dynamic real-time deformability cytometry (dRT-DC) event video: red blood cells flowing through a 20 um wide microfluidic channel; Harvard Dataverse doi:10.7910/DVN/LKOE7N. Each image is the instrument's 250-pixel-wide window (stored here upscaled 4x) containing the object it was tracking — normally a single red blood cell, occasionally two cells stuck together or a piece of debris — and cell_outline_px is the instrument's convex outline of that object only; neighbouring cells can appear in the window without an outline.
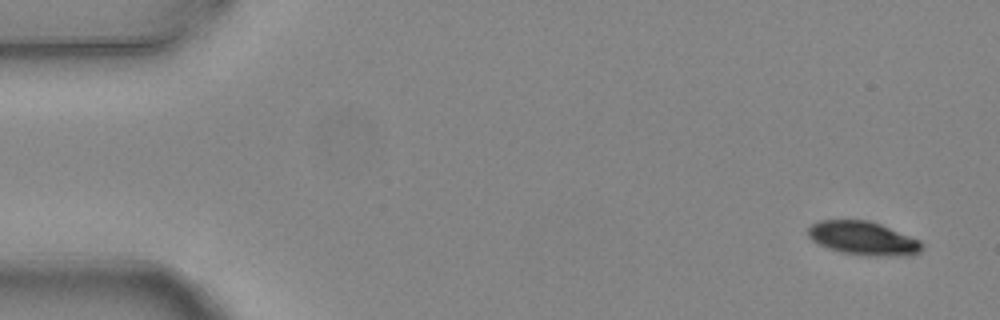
{"species": "common noctule bat (a hibernating species)", "species_latin": "Nyctalus noctula", "temperature_condition": "warm", "stored_images_in_passage": 8, "camera_frame_rate_fps": 3000, "um_per_image_px": 0.085, "animal": {"sex": "female", "body_mass_g": 24.6, "forearm_length_mm": 56.2}, "frame": {"image": 1, "passage_image": 1, "time_ms": 0.0, "image_size_px": [1000, 320], "cell_outline_px": [[924, 248], [920, 252], [912, 256], [868, 256], [840, 252], [816, 244], [808, 236], [808, 228], [812, 224], [820, 220], [868, 220], [880, 224], [920, 240]], "centroid_in_image_um": [73.38, 20.27], "position_along_channel_um": 11.6, "area_um2": 22.54}}
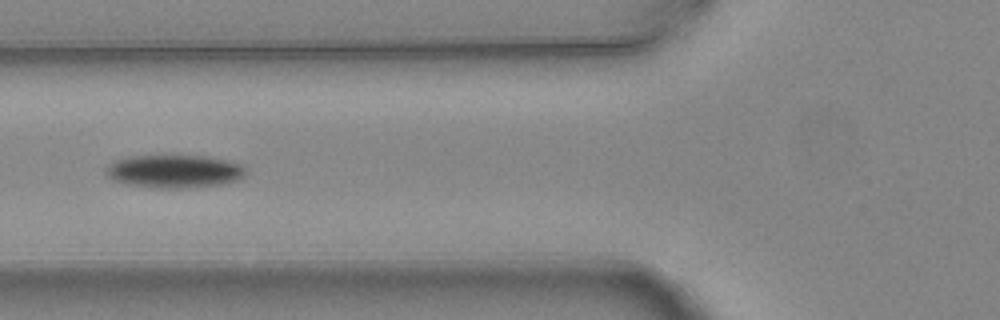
{"frame": {"image": 2, "passage_image": 5, "time_ms": 1.333, "image_size_px": [1000, 320], "cell_outline_px": [[248, 172], [240, 180], [220, 184], [192, 188], [156, 188], [124, 184], [112, 180], [104, 172], [104, 168], [112, 160], [132, 156], [208, 156], [228, 160], [244, 164], [248, 168]], "centroid_in_image_um": [14.84, 14.56], "position_along_channel_um": 111.0, "area_um2": 27.63}}
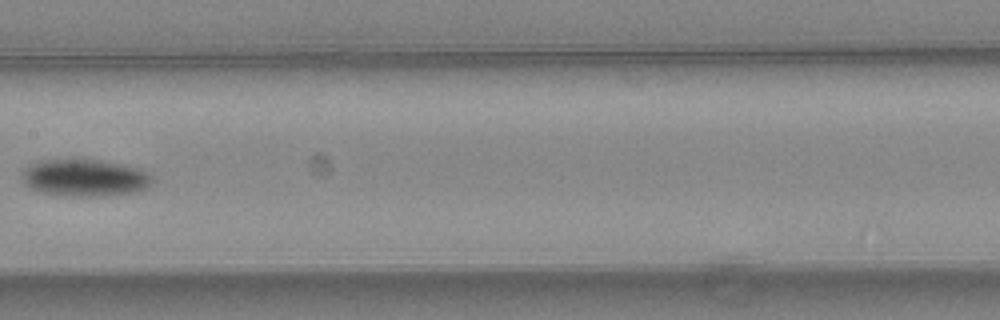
{"frame": {"image": 3, "passage_image": 7, "time_ms": 2.0, "image_size_px": [1000, 320], "cell_outline_px": [[152, 180], [148, 188], [136, 192], [104, 196], [72, 196], [44, 192], [28, 188], [24, 184], [20, 176], [24, 168], [28, 164], [40, 160], [56, 156], [72, 156], [104, 160], [136, 168], [148, 172], [152, 176]], "centroid_in_image_um": [7.13, 15.05], "position_along_channel_um": 200.3, "area_um2": 29.42}}